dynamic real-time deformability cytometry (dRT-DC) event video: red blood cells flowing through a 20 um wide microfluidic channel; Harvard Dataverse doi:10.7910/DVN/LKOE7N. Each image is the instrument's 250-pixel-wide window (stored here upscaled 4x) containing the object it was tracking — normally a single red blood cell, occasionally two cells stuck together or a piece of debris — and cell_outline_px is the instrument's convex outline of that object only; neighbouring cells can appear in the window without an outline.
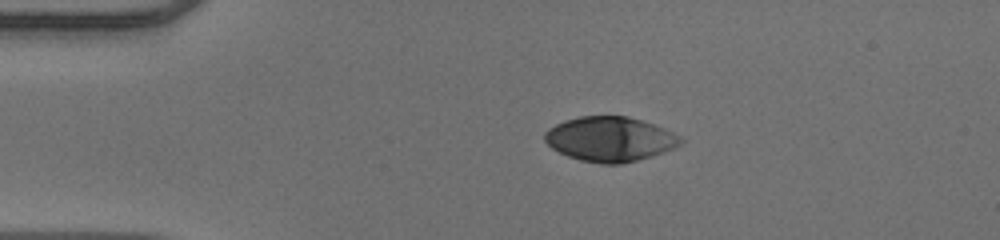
{"species": "human", "species_latin": "Homo sapiens", "temperature_condition": "warm", "stored_images_in_passage": 42, "camera_frame_rate_fps": 3000, "um_per_image_px": 0.085, "donor": {"sex": "male"}, "frame": {"image": 1, "passage_image": 1, "time_ms": 0.0, "image_size_px": [1000, 240], "cell_outline_px": [[684, 140], [680, 144], [664, 152], [652, 156], [620, 164], [600, 164], [580, 160], [568, 156], [552, 148], [544, 140], [544, 132], [548, 128], [564, 120], [580, 116], [628, 116], [664, 128], [680, 136]], "centroid_in_image_um": [51.82, 11.82], "position_along_channel_um": 33.2, "area_um2": 35.32}}
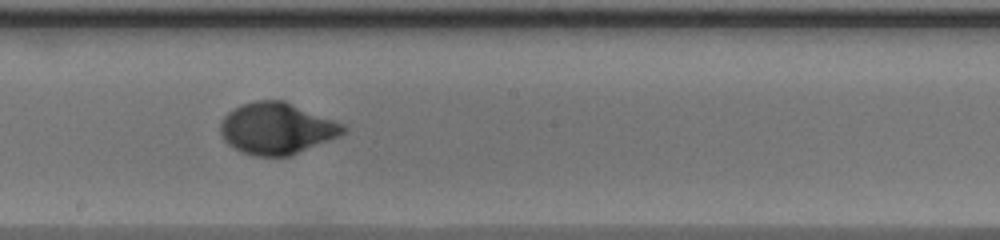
{"frame": {"image": 2, "passage_image": 19, "time_ms": 6.0, "image_size_px": [1000, 240], "cell_outline_px": [[348, 128], [340, 136], [292, 156], [256, 156], [244, 152], [228, 144], [224, 140], [220, 132], [220, 124], [224, 116], [228, 112], [240, 104], [256, 100], [284, 100], [344, 124]], "centroid_in_image_um": [23.54, 10.92], "position_along_channel_um": 224.7, "area_um2": 36.99}}
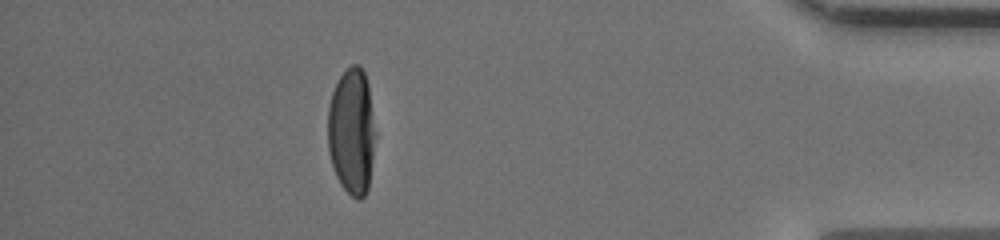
{"frame": {"image": 3, "passage_image": 36, "time_ms": 11.667, "image_size_px": [1000, 240], "cell_outline_px": [[372, 160], [368, 188], [364, 196], [360, 200], [356, 200], [340, 184], [336, 176], [328, 152], [328, 108], [332, 92], [340, 76], [352, 64], [360, 64], [364, 72], [368, 84], [372, 116]], "centroid_in_image_um": [29.85, 11.17], "position_along_channel_um": 405.3, "area_um2": 34.33}, "authors_computed_cell_mechanics": {"area_um2": 36.2695, "velocity_mm_per_s": 4.009, "shape_relaxation_time_tau1_ms": 3.7836, "shape_relaxation_time_tau2_ms": null, "deformation_change_tau1": 0.2276, "deformation_change_tau2": null}}